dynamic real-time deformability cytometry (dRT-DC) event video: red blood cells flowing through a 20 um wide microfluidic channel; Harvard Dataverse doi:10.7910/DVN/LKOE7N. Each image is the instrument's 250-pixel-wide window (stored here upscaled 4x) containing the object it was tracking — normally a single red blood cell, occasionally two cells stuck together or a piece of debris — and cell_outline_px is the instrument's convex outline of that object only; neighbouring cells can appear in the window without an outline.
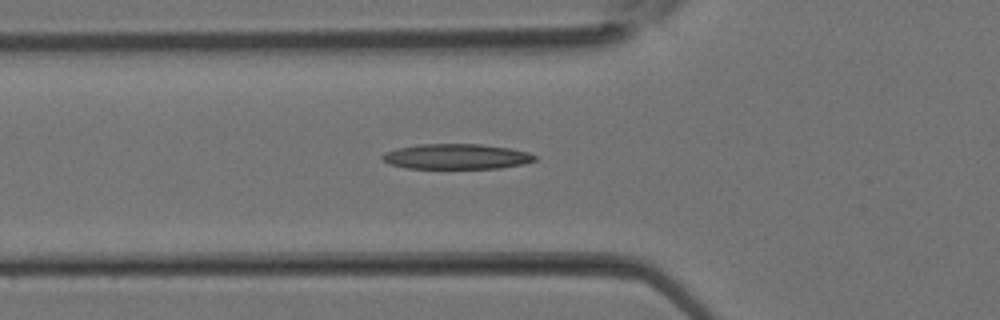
{"species": "Egyptian fruit bat (a non-hibernating species)", "species_latin": "Rousettus aegyptiacus", "temperature_condition": "room temperature", "stored_images_in_passage": 22, "camera_frame_rate_fps": 3000, "um_per_image_px": 0.085, "animal": {"sex": "female"}, "frame": {"image": 1, "passage_image": 2, "time_ms": 0.333, "image_size_px": [1000, 320], "cell_outline_px": [[536, 160], [520, 164], [500, 168], [404, 168], [388, 164], [380, 156], [396, 148], [420, 144], [480, 144], [508, 148], [528, 152], [536, 156]], "centroid_in_image_um": [38.76, 13.3], "position_along_channel_um": 87.0, "area_um2": 22.25}}
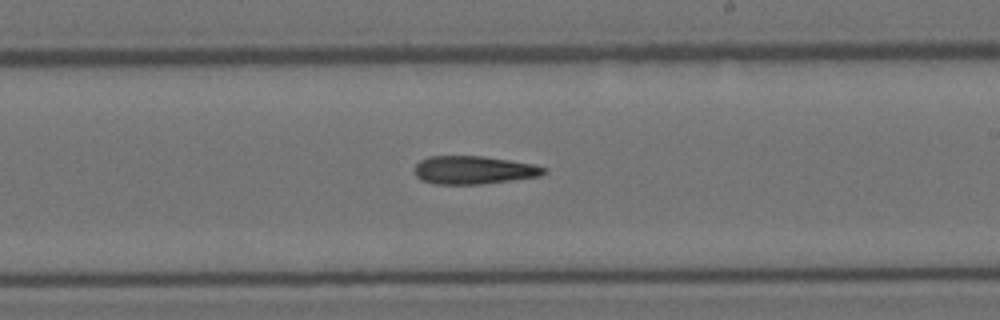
{"frame": {"image": 2, "passage_image": 10, "time_ms": 3.0, "image_size_px": [1000, 320], "cell_outline_px": [[548, 172], [540, 176], [480, 184], [436, 184], [420, 180], [416, 176], [416, 164], [420, 160], [428, 156], [484, 156], [536, 164], [548, 168]], "centroid_in_image_um": [40.3, 14.44], "position_along_channel_um": 248.7, "area_um2": 21.33}}
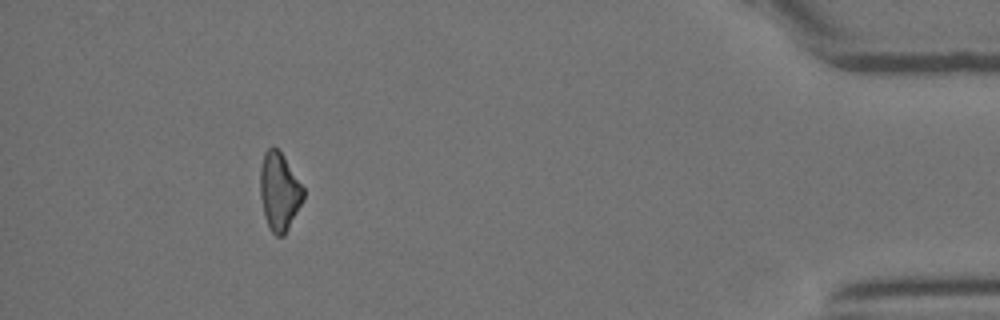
{"frame": {"image": 3, "passage_image": 21, "time_ms": 6.667, "image_size_px": [1000, 320], "cell_outline_px": [[304, 200], [284, 236], [276, 236], [272, 232], [264, 216], [260, 196], [260, 168], [264, 152], [272, 144], [284, 156], [304, 188]], "centroid_in_image_um": [23.74, 16.27], "position_along_channel_um": 411.5, "area_um2": 19.77}}